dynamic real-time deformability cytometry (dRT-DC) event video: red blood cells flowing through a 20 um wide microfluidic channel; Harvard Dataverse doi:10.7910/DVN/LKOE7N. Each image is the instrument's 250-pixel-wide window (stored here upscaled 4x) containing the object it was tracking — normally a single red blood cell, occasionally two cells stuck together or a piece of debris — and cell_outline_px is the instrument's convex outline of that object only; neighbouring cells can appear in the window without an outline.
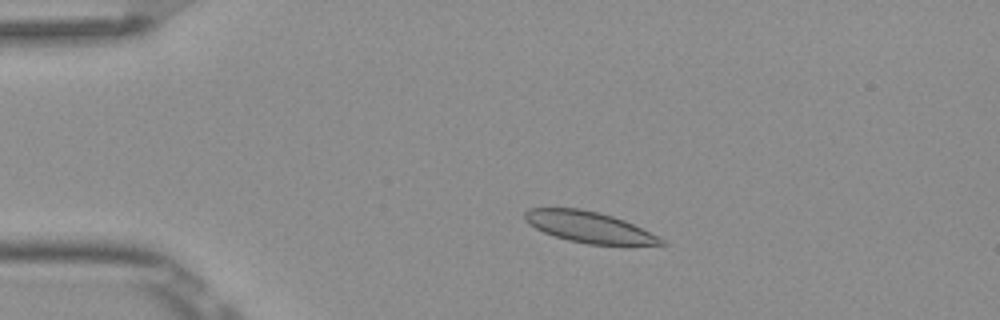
{"species": "Egyptian fruit bat (a non-hibernating species)", "species_latin": "Rousettus aegyptiacus", "temperature_condition": "room temperature", "stored_images_in_passage": 4, "camera_frame_rate_fps": 3000, "um_per_image_px": 0.085, "frame": {"image": 1, "passage_image": 3, "time_ms": 0.667, "image_size_px": [1000, 320], "cell_outline_px": [[668, 244], [624, 248], [588, 244], [568, 240], [544, 232], [528, 224], [524, 216], [524, 212], [528, 208], [580, 208], [600, 212], [624, 220], [664, 240]], "centroid_in_image_um": [50.15, 19.35], "position_along_channel_um": 34.9, "area_um2": 25.32}}